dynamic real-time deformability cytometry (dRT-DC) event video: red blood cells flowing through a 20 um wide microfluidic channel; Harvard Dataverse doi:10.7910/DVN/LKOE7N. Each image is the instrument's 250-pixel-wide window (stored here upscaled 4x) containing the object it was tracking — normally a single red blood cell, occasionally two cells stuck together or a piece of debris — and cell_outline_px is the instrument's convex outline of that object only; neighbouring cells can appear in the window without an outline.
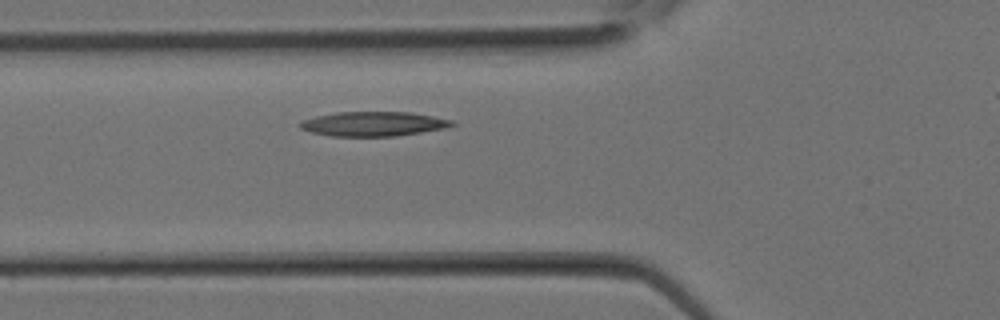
{"species": "Egyptian fruit bat (a non-hibernating species)", "species_latin": "Rousettus aegyptiacus", "temperature_condition": "room temperature", "stored_images_in_passage": 11, "camera_frame_rate_fps": 3000, "um_per_image_px": 0.085, "animal": {"sex": "female"}, "frame": {"image": 1, "passage_image": 4, "time_ms": 1.0, "image_size_px": [1000, 320], "cell_outline_px": [[456, 124], [444, 128], [396, 136], [332, 136], [312, 132], [300, 128], [300, 120], [316, 116], [336, 112], [408, 112], [432, 116], [452, 120]], "centroid_in_image_um": [31.71, 10.52], "position_along_channel_um": 94.1, "area_um2": 21.5}}
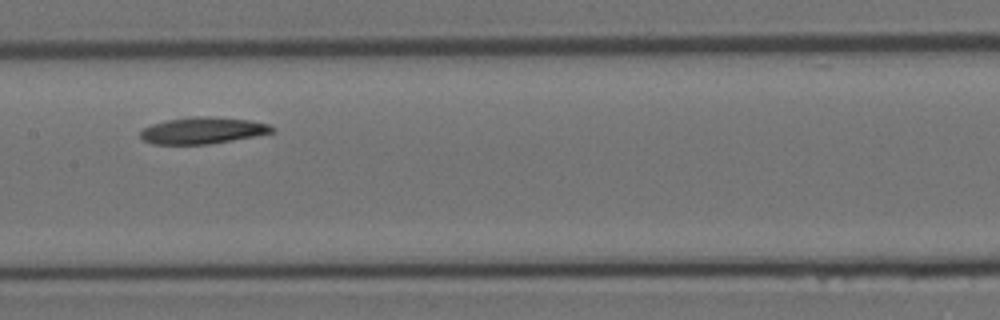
{"frame": {"image": 2, "passage_image": 8, "time_ms": 2.333, "image_size_px": [1000, 320], "cell_outline_px": [[276, 128], [272, 132], [232, 140], [208, 144], [152, 144], [144, 140], [140, 136], [140, 132], [144, 128], [152, 124], [168, 120], [196, 116], [212, 116], [248, 120], [268, 124]], "centroid_in_image_um": [17.21, 11.09], "position_along_channel_um": 190.2, "area_um2": 20.11}}
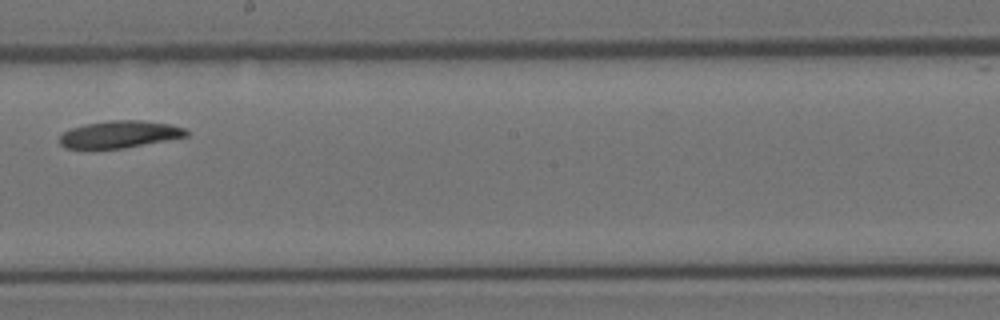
{"frame": {"image": 3, "passage_image": 10, "time_ms": 3.0, "image_size_px": [1000, 320], "cell_outline_px": [[188, 136], [124, 148], [64, 148], [60, 144], [60, 136], [64, 132], [72, 128], [88, 124], [108, 120], [140, 120], [172, 124], [184, 128], [188, 132]], "centroid_in_image_um": [10.19, 11.41], "position_along_channel_um": 238.0, "area_um2": 19.83}}